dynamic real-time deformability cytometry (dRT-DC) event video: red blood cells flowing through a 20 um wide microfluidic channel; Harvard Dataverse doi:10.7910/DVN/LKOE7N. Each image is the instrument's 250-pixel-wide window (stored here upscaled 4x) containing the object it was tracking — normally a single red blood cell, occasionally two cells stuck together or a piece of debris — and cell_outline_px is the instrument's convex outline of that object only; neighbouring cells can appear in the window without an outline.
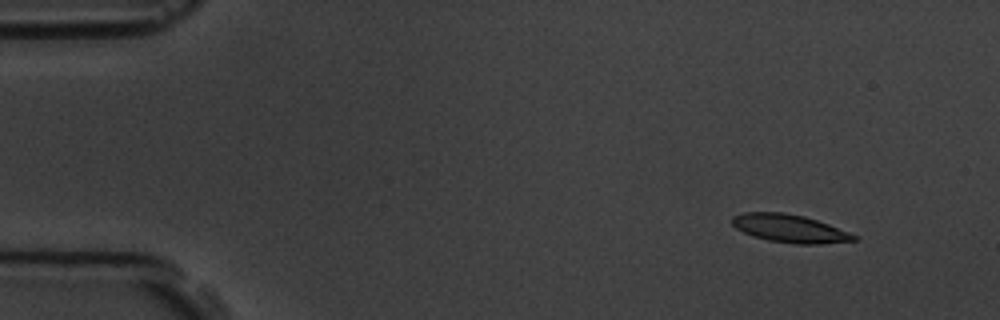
{"species": "common noctule bat (a hibernating species)", "species_latin": "Nyctalus noctula", "temperature_condition": "room temperature", "stored_images_in_passage": 3, "camera_frame_rate_fps": 3000, "um_per_image_px": 0.085, "animal": {"sex": "male", "body_mass_g": 19.5, "forearm_length_mm": 54.6}, "frame": {"image": 1, "passage_image": 1, "time_ms": 0.0, "image_size_px": [1000, 320], "cell_outline_px": [[856, 240], [820, 244], [796, 244], [768, 240], [744, 232], [736, 228], [732, 224], [732, 216], [744, 212], [784, 212], [804, 216], [828, 224], [848, 232], [856, 236]], "centroid_in_image_um": [67.1, 19.41], "position_along_channel_um": 17.9, "area_um2": 19.59}}
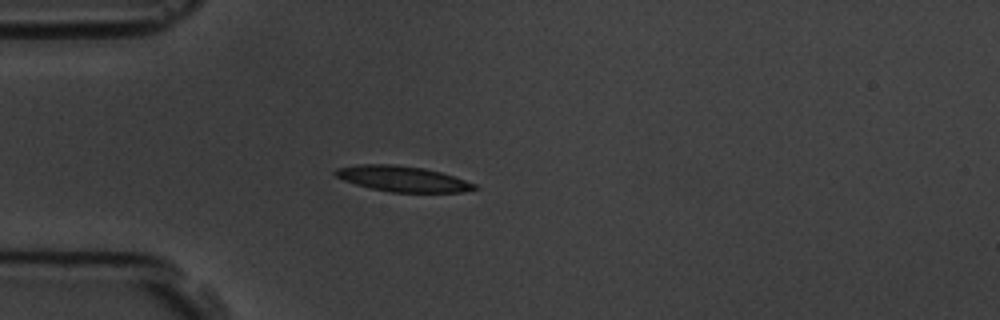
{"frame": {"image": 2, "passage_image": 3, "time_ms": 3.333, "image_size_px": [1000, 320], "cell_outline_px": [[480, 188], [460, 192], [392, 192], [372, 188], [356, 184], [344, 180], [336, 176], [332, 172], [336, 168], [360, 164], [392, 164], [424, 168], [440, 172], [476, 184]], "centroid_in_image_um": [34.2, 15.19], "position_along_channel_um": 50.8, "area_um2": 20.52}}